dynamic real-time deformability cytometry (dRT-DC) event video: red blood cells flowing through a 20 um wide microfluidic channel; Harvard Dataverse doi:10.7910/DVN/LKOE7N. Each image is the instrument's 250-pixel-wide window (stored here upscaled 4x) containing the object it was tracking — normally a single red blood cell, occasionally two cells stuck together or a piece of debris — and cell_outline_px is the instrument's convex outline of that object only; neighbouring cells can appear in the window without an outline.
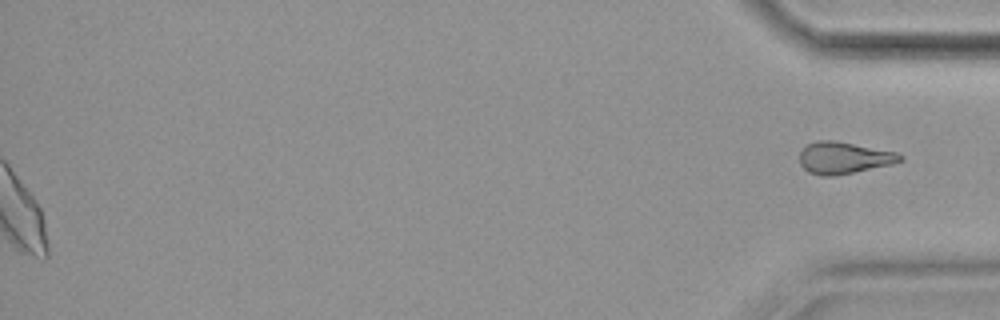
{"species": "common noctule bat (a hibernating species)", "species_latin": "Nyctalus noctula", "temperature_condition": "cold", "stored_images_in_passage": 46, "camera_frame_rate_fps": 3000, "um_per_image_px": 0.085, "animal": {"sex": "female", "body_mass_g": 19.9}, "frame": {"image": 1, "passage_image": 46, "time_ms": 15.0, "image_size_px": [1000, 320], "cell_outline_px": [[904, 160], [892, 164], [832, 176], [820, 176], [808, 172], [800, 164], [800, 152], [808, 144], [816, 140], [836, 140], [896, 152], [904, 156]], "centroid_in_image_um": [71.72, 13.41], "position_along_channel_um": 363.5, "area_um2": 18.61}}